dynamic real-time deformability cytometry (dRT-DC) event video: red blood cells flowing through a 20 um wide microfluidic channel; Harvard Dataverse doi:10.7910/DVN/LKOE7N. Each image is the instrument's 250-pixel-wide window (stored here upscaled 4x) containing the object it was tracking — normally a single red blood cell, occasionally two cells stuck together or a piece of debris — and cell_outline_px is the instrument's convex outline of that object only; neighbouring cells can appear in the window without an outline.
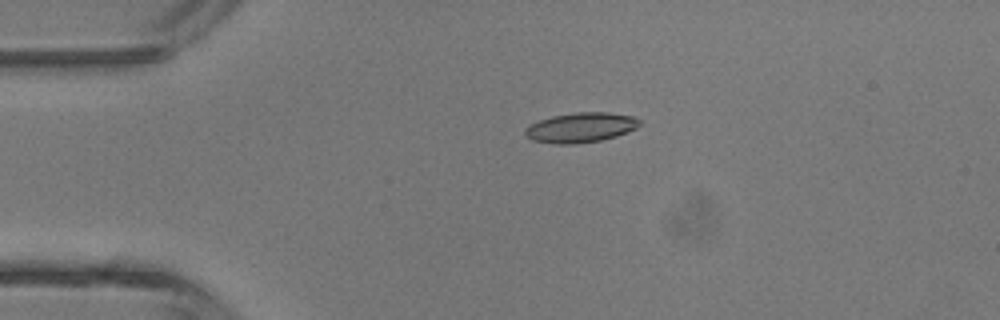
{"species": "common noctule bat (a hibernating species)", "species_latin": "Nyctalus noctula", "temperature_condition": "room temperature", "stored_images_in_passage": 4, "camera_frame_rate_fps": 3000, "um_per_image_px": 0.085, "animal": {"sex": "male", "body_mass_g": 13.3}, "frame": {"image": 1, "passage_image": 2, "time_ms": 2.0, "image_size_px": [1000, 320], "cell_outline_px": [[640, 124], [636, 128], [616, 136], [600, 140], [576, 144], [556, 144], [532, 140], [524, 132], [524, 128], [528, 124], [552, 116], [576, 112], [608, 112], [632, 116], [640, 120]], "centroid_in_image_um": [49.33, 10.83], "position_along_channel_um": 35.7, "area_um2": 19.88}}
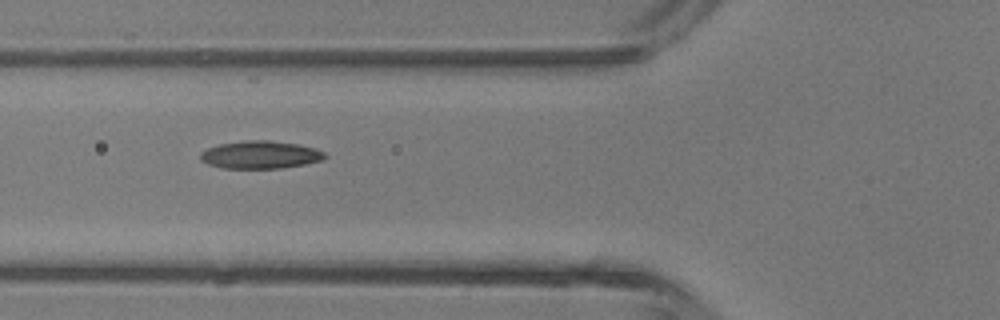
{"frame": {"image": 2, "passage_image": 4, "time_ms": 4.333, "image_size_px": [1000, 320], "cell_outline_px": [[328, 156], [324, 160], [304, 164], [280, 168], [220, 168], [208, 164], [200, 160], [200, 152], [208, 148], [220, 144], [244, 140], [268, 140], [300, 144], [324, 152]], "centroid_in_image_um": [22.12, 13.15], "position_along_channel_um": 103.7, "area_um2": 20.17}}